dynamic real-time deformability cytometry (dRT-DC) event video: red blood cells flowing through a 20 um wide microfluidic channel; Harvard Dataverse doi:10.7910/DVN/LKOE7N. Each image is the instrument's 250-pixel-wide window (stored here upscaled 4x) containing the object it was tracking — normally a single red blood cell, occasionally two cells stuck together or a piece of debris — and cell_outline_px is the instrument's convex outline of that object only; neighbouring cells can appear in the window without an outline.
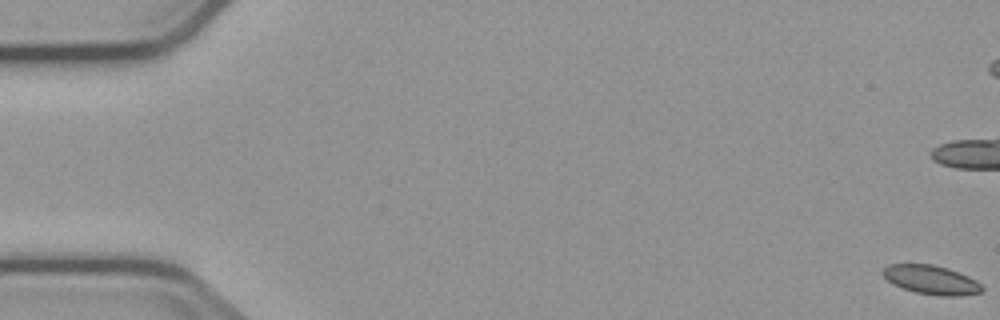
{"species": "common noctule bat (a hibernating species)", "species_latin": "Nyctalus noctula", "temperature_condition": "cold", "stored_images_in_passage": 6, "segment_of_instrument_passage": [2, 2], "camera_frame_rate_fps": 3000, "um_per_image_px": 0.085, "animal": {"sex": "male", "body_mass_g": 23.1, "forearm_length_mm": 52.7}, "frame": {"image": 1, "passage_image": 6, "time_ms": 6.0, "image_size_px": [1000, 320], "cell_outline_px": [[984, 288], [980, 292], [960, 296], [940, 296], [916, 292], [892, 284], [880, 272], [888, 264], [932, 264], [948, 268], [968, 276], [976, 280]], "centroid_in_image_um": [79.14, 23.78], "position_along_channel_um": 5.9, "area_um2": 16.7}}